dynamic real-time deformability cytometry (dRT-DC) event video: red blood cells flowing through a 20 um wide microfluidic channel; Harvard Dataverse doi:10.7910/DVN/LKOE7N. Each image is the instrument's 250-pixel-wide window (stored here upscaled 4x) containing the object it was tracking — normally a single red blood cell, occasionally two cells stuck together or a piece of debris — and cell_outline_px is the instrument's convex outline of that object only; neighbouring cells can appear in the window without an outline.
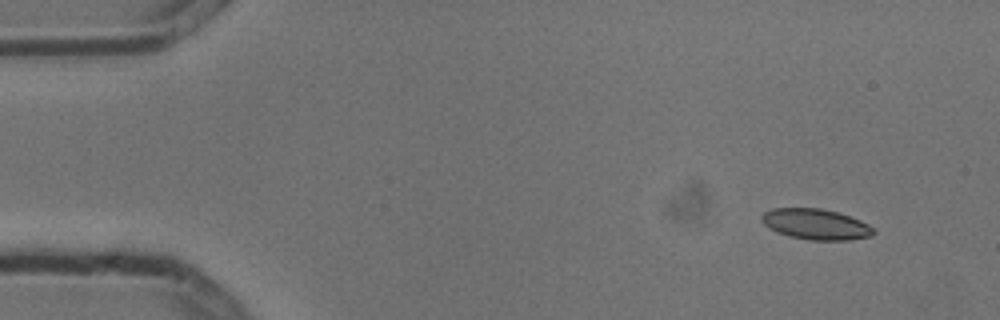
{"species": "common noctule bat (a hibernating species)", "species_latin": "Nyctalus noctula", "temperature_condition": "cold", "stored_images_in_passage": 4, "camera_frame_rate_fps": 3000, "um_per_image_px": 0.085, "animal": {"sex": "male", "body_mass_g": 13.3}, "frame": {"image": 1, "passage_image": 1, "time_ms": 0.0, "image_size_px": [1000, 320], "cell_outline_px": [[876, 232], [872, 236], [848, 240], [808, 240], [788, 236], [776, 232], [768, 228], [760, 220], [760, 216], [764, 212], [772, 208], [820, 208], [836, 212], [860, 220], [868, 224]], "centroid_in_image_um": [69.3, 19.06], "position_along_channel_um": 15.7, "area_um2": 20.11}}
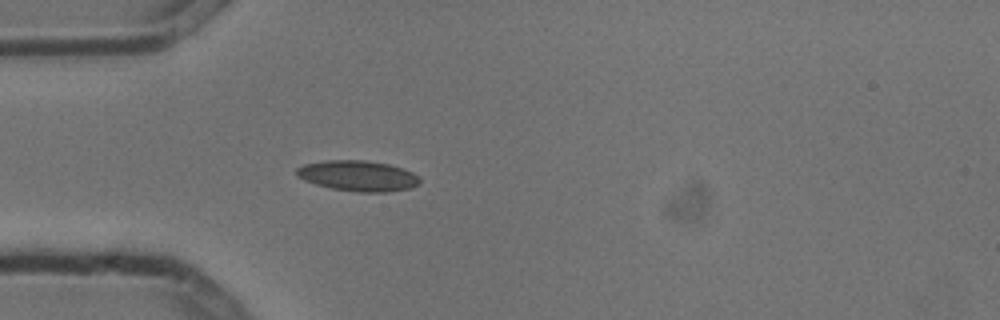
{"frame": {"image": 2, "passage_image": 4, "time_ms": 1.0, "image_size_px": [1000, 320], "cell_outline_px": [[420, 184], [408, 188], [388, 192], [356, 192], [332, 188], [316, 184], [304, 180], [296, 176], [296, 168], [304, 164], [324, 160], [364, 160], [388, 164], [412, 172], [420, 176]], "centroid_in_image_um": [30.41, 14.94], "position_along_channel_um": 54.6, "area_um2": 21.96}}